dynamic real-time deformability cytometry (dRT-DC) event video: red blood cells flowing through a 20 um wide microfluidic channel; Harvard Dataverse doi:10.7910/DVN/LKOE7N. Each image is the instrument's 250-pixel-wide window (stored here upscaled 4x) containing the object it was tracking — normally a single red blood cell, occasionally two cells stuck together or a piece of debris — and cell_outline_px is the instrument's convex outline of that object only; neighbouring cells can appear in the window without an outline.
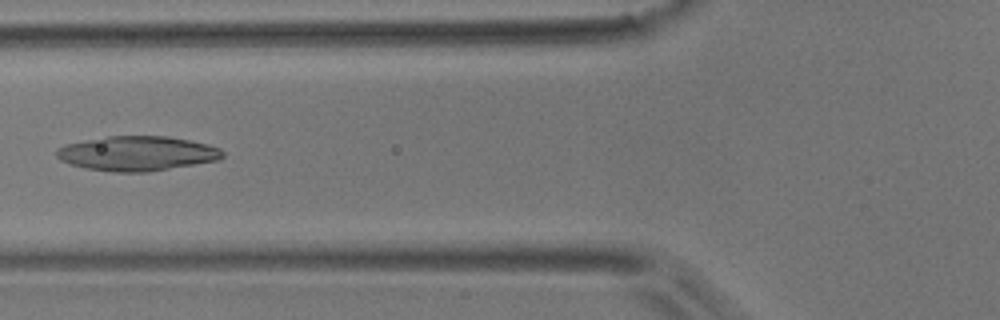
{"species": "common noctule bat (a hibernating species)", "species_latin": "Nyctalus noctula", "temperature_condition": "room temperature", "stored_images_in_passage": 6, "camera_frame_rate_fps": 3000, "um_per_image_px": 0.085, "animal": {"sex": "male", "body_mass_g": 17.9}, "frame": {"image": 1, "passage_image": 5, "time_ms": 5.667, "image_size_px": [1000, 320], "cell_outline_px": [[224, 156], [220, 160], [148, 172], [112, 172], [84, 168], [68, 164], [60, 160], [56, 156], [56, 148], [64, 144], [104, 136], [168, 136], [208, 144], [220, 148], [224, 152]], "centroid_in_image_um": [11.63, 13.04], "position_along_channel_um": 114.2, "area_um2": 33.93}}
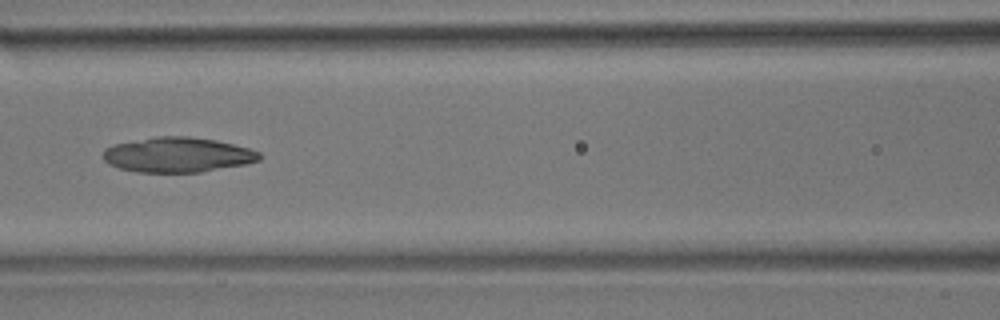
{"frame": {"image": 2, "passage_image": 6, "time_ms": 6.667, "image_size_px": [1000, 320], "cell_outline_px": [[264, 156], [260, 160], [244, 164], [200, 172], [136, 172], [120, 168], [108, 164], [104, 160], [104, 148], [112, 144], [156, 136], [188, 136], [216, 140], [248, 148], [260, 152]], "centroid_in_image_um": [15.09, 13.15], "position_along_channel_um": 151.5, "area_um2": 31.91}}